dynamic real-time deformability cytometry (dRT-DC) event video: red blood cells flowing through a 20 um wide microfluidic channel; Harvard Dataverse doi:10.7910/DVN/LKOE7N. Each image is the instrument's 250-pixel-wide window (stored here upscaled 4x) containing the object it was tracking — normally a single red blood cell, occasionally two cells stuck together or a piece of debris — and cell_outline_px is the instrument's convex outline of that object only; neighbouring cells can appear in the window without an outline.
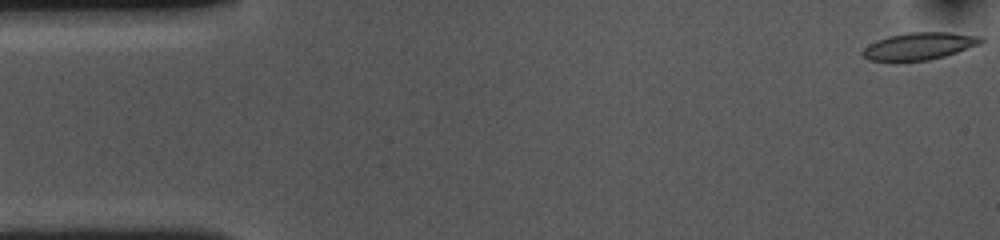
{"species": "common noctule bat (a hibernating species)", "species_latin": "Nyctalus noctula", "temperature_condition": "cold", "stored_images_in_passage": 55, "camera_frame_rate_fps": 3000, "um_per_image_px": 0.085, "animal": {"sex": "female", "body_mass_g": 10.0, "forearm_length_mm": 53.1}, "frame": {"image": 1, "passage_image": 1, "time_ms": 0.0, "image_size_px": [1000, 240], "cell_outline_px": [[984, 40], [980, 44], [944, 56], [928, 60], [868, 60], [860, 52], [868, 44], [876, 40], [888, 36], [908, 32], [948, 32], [984, 36]], "centroid_in_image_um": [78.15, 3.89], "position_along_channel_um": 6.9, "area_um2": 18.67}}
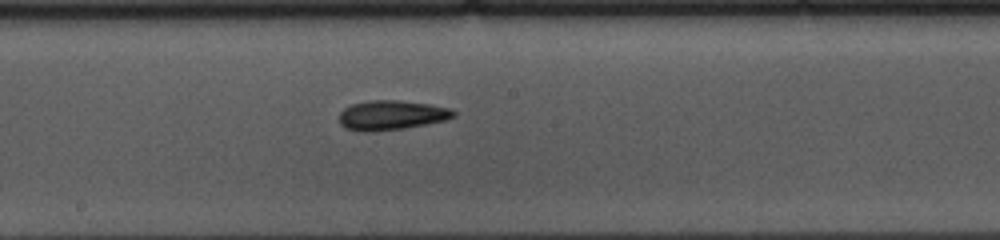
{"frame": {"image": 2, "passage_image": 28, "time_ms": 9.0, "image_size_px": [1000, 240], "cell_outline_px": [[456, 116], [444, 120], [404, 128], [372, 132], [364, 132], [344, 128], [340, 124], [340, 112], [348, 104], [372, 100], [400, 100], [428, 104], [452, 108], [456, 112]], "centroid_in_image_um": [33.25, 9.78], "position_along_channel_um": 215.0, "area_um2": 19.83}}
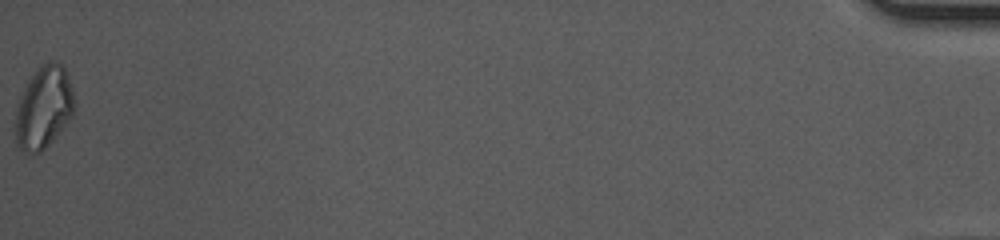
{"frame": {"image": 3, "passage_image": 55, "time_ms": 18.0, "image_size_px": [1000, 240], "cell_outline_px": [[72, 116], [52, 140], [40, 152], [24, 152], [20, 148], [16, 140], [16, 108], [24, 88], [28, 80], [40, 64], [48, 60], [52, 60], [64, 64], [68, 72], [72, 88]], "centroid_in_image_um": [3.72, 9.06], "position_along_channel_um": 431.5, "area_um2": 27.92}, "authors_computed_cell_mechanics": {"area_um2": 19.1896, "velocity_mm_per_s": 3.583, "shape_relaxation_time_tau1_ms": 5.2054, "shape_relaxation_time_tau2_ms": 6.2925, "deformation_change_tau1": 0.1268, "deformation_change_tau2": 0.1449}}